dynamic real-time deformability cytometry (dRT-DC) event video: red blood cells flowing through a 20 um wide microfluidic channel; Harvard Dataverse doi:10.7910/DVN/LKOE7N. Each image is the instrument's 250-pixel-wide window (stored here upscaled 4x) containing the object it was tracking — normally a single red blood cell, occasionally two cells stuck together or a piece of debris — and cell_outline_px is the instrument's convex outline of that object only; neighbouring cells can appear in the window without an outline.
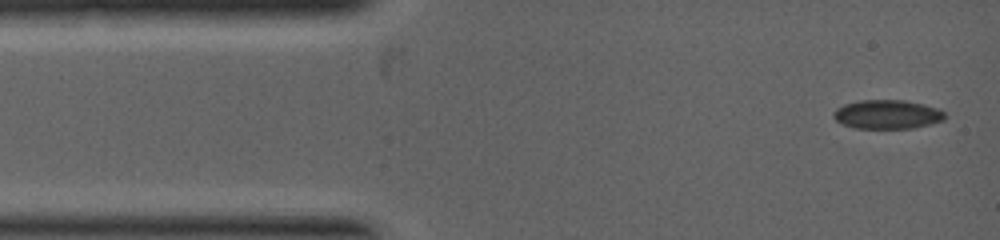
{"species": "common noctule bat (a hibernating species)", "species_latin": "Nyctalus noctula", "temperature_condition": "warm", "stored_images_in_passage": 7, "camera_frame_rate_fps": 5000, "um_per_image_px": 0.085, "animal": {"sex": "female", "body_mass_g": 19.0, "forearm_length_mm": 53.3}, "frame": {"image": 1, "passage_image": 1, "time_ms": 0.0, "image_size_px": [1000, 240], "cell_outline_px": [[944, 120], [916, 128], [856, 128], [840, 124], [832, 116], [832, 112], [836, 108], [844, 104], [860, 100], [904, 100], [924, 104], [936, 108], [944, 112]], "centroid_in_image_um": [75.38, 9.72], "position_along_channel_um": 9.6, "area_um2": 18.9}}
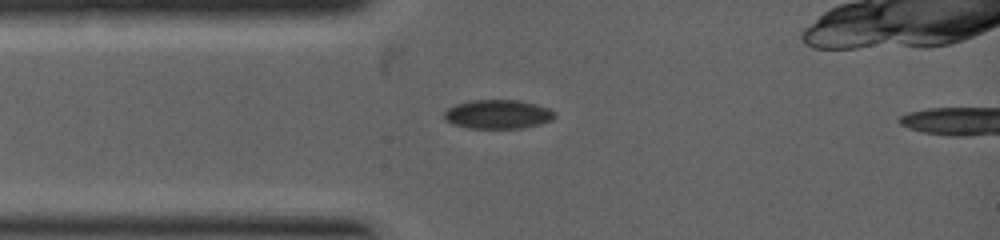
{"frame": {"image": 2, "passage_image": 6, "time_ms": 1.4, "image_size_px": [1000, 240], "cell_outline_px": [[556, 116], [552, 120], [540, 124], [524, 128], [468, 128], [452, 124], [444, 120], [444, 112], [448, 108], [456, 104], [472, 100], [520, 100], [536, 104], [548, 108], [556, 112]], "centroid_in_image_um": [42.33, 9.71], "position_along_channel_um": 42.7, "area_um2": 18.84}}